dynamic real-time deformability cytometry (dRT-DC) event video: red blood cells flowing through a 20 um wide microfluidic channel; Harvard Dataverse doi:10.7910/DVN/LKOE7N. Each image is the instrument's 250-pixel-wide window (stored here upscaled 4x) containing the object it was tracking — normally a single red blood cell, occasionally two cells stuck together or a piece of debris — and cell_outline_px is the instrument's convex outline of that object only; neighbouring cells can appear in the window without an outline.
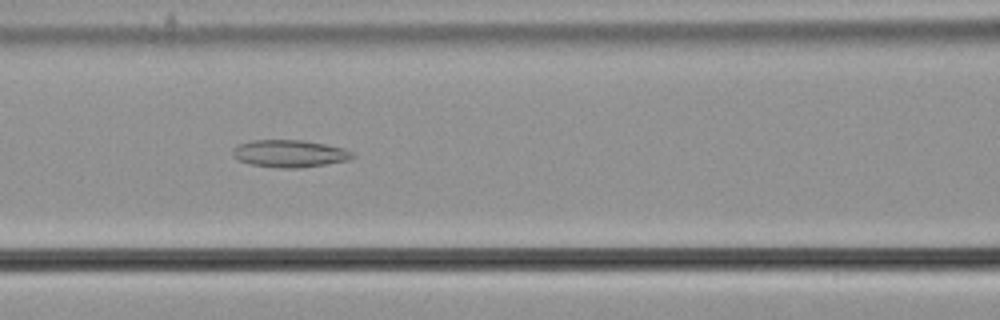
{"species": "common noctule bat (a hibernating species)", "species_latin": "Nyctalus noctula", "temperature_condition": "cold", "stored_images_in_passage": 52, "camera_frame_rate_fps": 3000, "um_per_image_px": 0.085, "animal": {"sex": "male", "body_mass_g": 21.5, "forearm_length_mm": 52.0}, "frame": {"image": 1, "passage_image": 21, "time_ms": 6.667, "image_size_px": [1000, 320], "cell_outline_px": [[356, 156], [348, 160], [300, 168], [280, 168], [252, 164], [240, 160], [232, 152], [240, 144], [252, 140], [300, 140], [324, 144], [344, 148], [352, 152]], "centroid_in_image_um": [24.67, 13.05], "position_along_channel_um": 141.9, "area_um2": 18.67}}
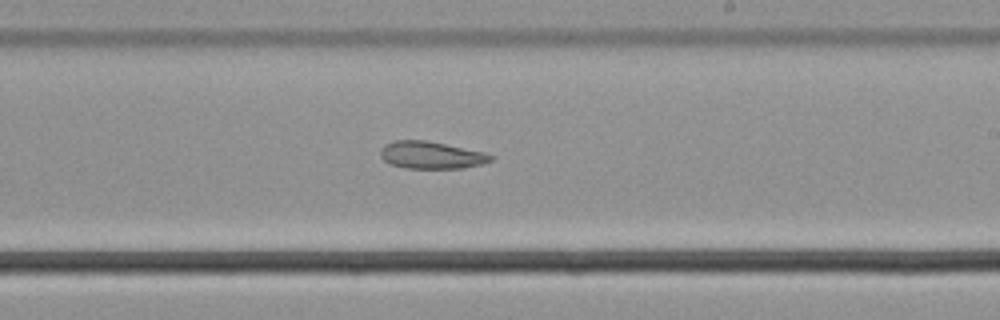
{"frame": {"image": 2, "passage_image": 30, "time_ms": 9.667, "image_size_px": [1000, 320], "cell_outline_px": [[492, 160], [480, 164], [464, 168], [404, 168], [392, 164], [384, 160], [380, 156], [380, 148], [384, 144], [392, 140], [424, 140], [484, 152], [492, 156]], "centroid_in_image_um": [36.59, 13.18], "position_along_channel_um": 252.4, "area_um2": 17.4}}
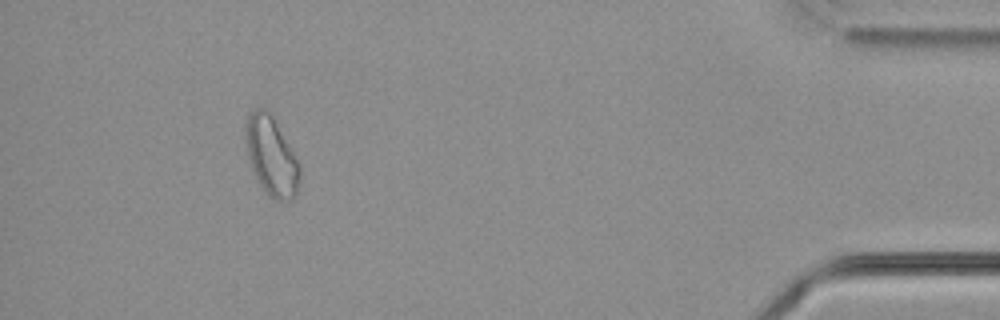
{"frame": {"image": 3, "passage_image": 48, "time_ms": 15.667, "image_size_px": [1000, 320], "cell_outline_px": [[300, 176], [296, 192], [292, 200], [276, 200], [268, 196], [260, 184], [252, 168], [248, 156], [244, 136], [244, 124], [252, 108], [268, 108], [272, 112], [300, 168]], "centroid_in_image_um": [23.03, 13.2], "position_along_channel_um": 412.2, "area_um2": 24.91}}